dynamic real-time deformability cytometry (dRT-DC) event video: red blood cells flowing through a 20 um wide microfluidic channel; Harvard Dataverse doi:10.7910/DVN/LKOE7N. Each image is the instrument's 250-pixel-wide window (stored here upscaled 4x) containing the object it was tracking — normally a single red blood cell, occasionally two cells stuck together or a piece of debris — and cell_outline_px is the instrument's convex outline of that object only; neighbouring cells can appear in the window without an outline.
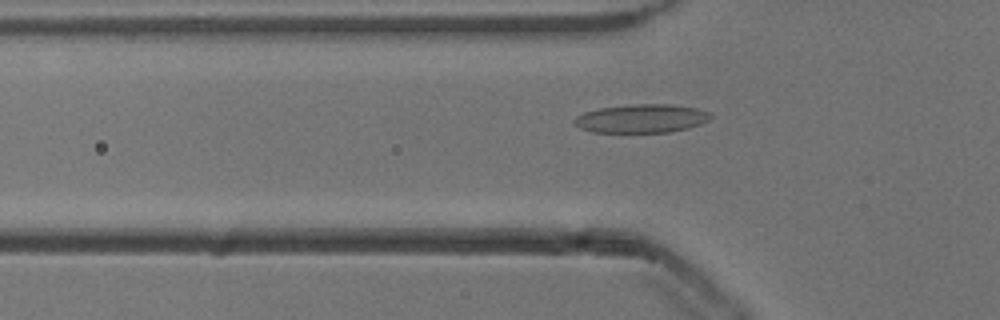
{"species": "common noctule bat (a hibernating species)", "species_latin": "Nyctalus noctula", "temperature_condition": "cold", "stored_images_in_passage": 55, "camera_frame_rate_fps": 3000, "um_per_image_px": 0.085, "animal": {"sex": "male", "body_mass_g": 13.3}, "frame": {"image": 1, "passage_image": 18, "time_ms": 5.667, "image_size_px": [1000, 320], "cell_outline_px": [[712, 116], [708, 120], [700, 124], [688, 128], [668, 132], [592, 132], [580, 128], [572, 120], [576, 116], [584, 112], [600, 108], [632, 104], [672, 104], [696, 108], [712, 112]], "centroid_in_image_um": [54.54, 10.07], "position_along_channel_um": 71.3, "area_um2": 22.72}}
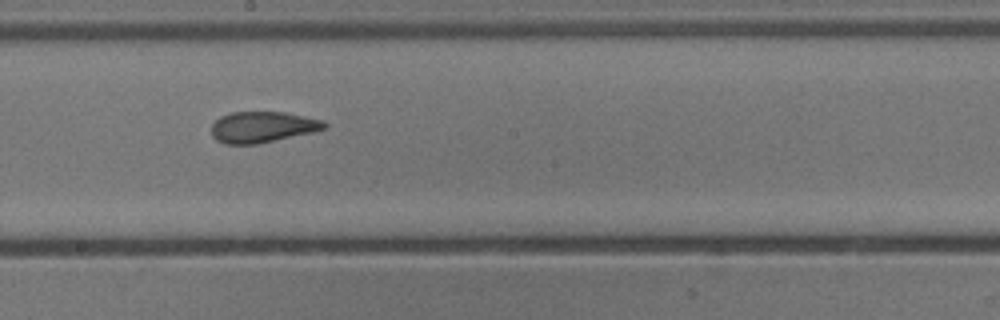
{"frame": {"image": 2, "passage_image": 30, "time_ms": 9.667, "image_size_px": [1000, 320], "cell_outline_px": [[328, 128], [312, 132], [256, 144], [224, 144], [216, 140], [212, 136], [212, 124], [220, 116], [232, 112], [284, 112], [324, 120], [328, 124]], "centroid_in_image_um": [22.31, 10.79], "position_along_channel_um": 225.9, "area_um2": 20.4}}
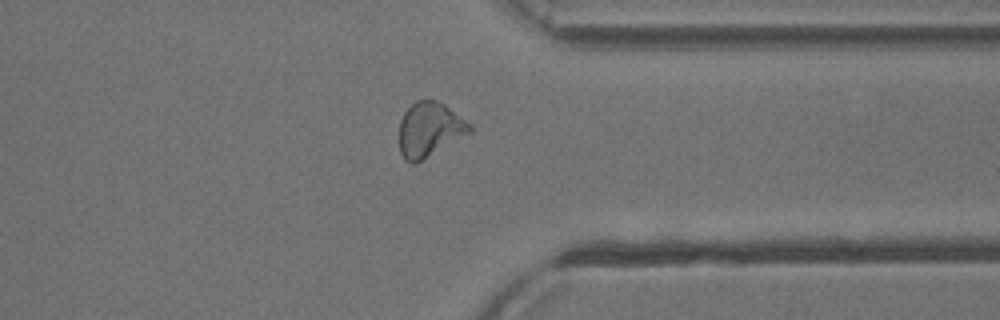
{"frame": {"image": 3, "passage_image": 42, "time_ms": 13.667, "image_size_px": [1000, 320], "cell_outline_px": [[472, 132], [416, 164], [412, 164], [404, 160], [400, 152], [400, 120], [404, 112], [416, 100], [436, 100], [444, 104], [472, 124]], "centroid_in_image_um": [36.52, 11.03], "position_along_channel_um": 374.9, "area_um2": 22.54}, "authors_computed_cell_mechanics": {"area_um2": 21.9062, "velocity_mm_per_s": 3.8261, "shape_relaxation_time_tau1_ms": 7.6645, "shape_relaxation_time_tau2_ms": 1.6734, "deformation_change_tau1": 0.173, "deformation_change_tau2": 0.0729}}